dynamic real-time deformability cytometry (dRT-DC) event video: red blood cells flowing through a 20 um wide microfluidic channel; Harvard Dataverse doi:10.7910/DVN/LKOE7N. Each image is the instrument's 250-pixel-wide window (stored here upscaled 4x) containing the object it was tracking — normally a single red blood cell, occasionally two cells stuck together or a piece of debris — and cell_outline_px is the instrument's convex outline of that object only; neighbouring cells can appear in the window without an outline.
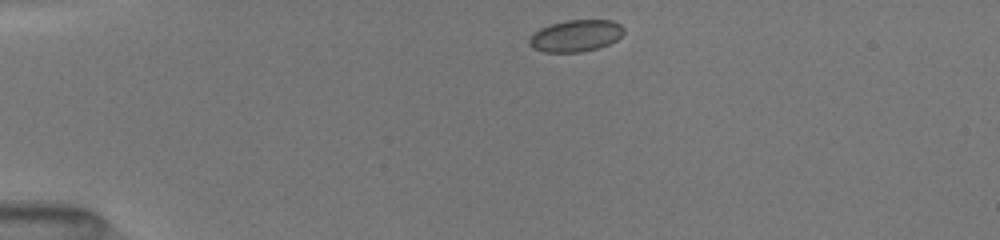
{"species": "common noctule bat (a hibernating species)", "species_latin": "Nyctalus noctula", "temperature_condition": "room temperature", "stored_images_in_passage": 12, "camera_frame_rate_fps": 3000, "um_per_image_px": 0.085, "animal": {"sex": "female", "body_mass_g": 19.5, "forearm_length_mm": 54.1}, "frame": {"image": 1, "passage_image": 1, "time_ms": 0.0, "image_size_px": [1000, 240], "cell_outline_px": [[624, 32], [616, 40], [600, 48], [580, 52], [544, 52], [532, 48], [528, 44], [528, 40], [540, 28], [548, 24], [568, 20], [612, 20], [620, 24], [624, 28]], "centroid_in_image_um": [48.93, 3.04], "position_along_channel_um": 36.1, "area_um2": 17.57}}
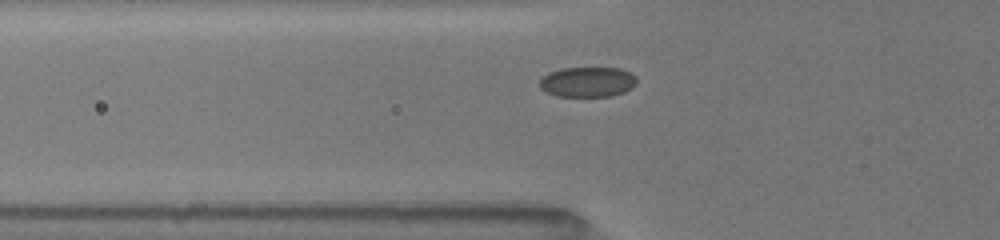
{"frame": {"image": 2, "passage_image": 9, "time_ms": 2.333, "image_size_px": [1000, 240], "cell_outline_px": [[636, 84], [632, 88], [624, 92], [612, 96], [556, 96], [544, 92], [540, 88], [540, 80], [548, 72], [560, 68], [620, 68], [636, 76]], "centroid_in_image_um": [49.93, 6.97], "position_along_channel_um": 75.9, "area_um2": 17.17}}